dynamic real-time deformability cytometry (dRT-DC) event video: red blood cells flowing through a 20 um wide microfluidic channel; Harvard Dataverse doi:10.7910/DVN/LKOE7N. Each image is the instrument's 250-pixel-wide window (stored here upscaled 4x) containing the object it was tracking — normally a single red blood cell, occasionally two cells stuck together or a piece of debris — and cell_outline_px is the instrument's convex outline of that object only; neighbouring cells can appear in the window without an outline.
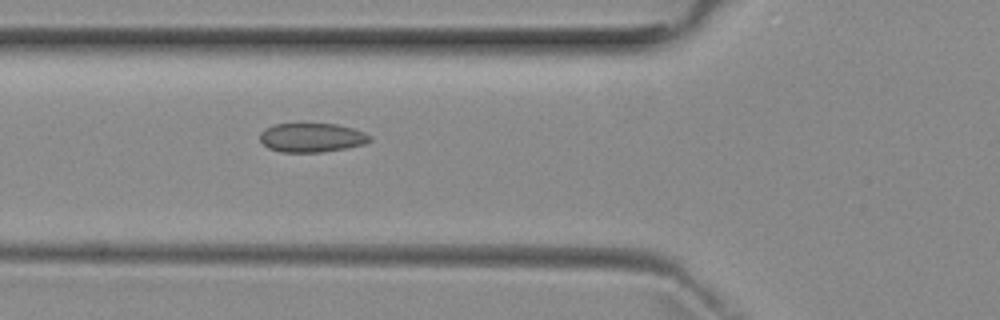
{"species": "common noctule bat (a hibernating species)", "species_latin": "Nyctalus noctula", "temperature_condition": "room temperature", "stored_images_in_passage": 6, "camera_frame_rate_fps": 3000, "um_per_image_px": 0.085, "animal": {"sex": "female", "body_mass_g": 29.2, "forearm_length_mm": 56.3}, "frame": {"image": 1, "passage_image": 6, "time_ms": 5.667, "image_size_px": [1000, 320], "cell_outline_px": [[372, 140], [364, 144], [324, 152], [280, 152], [268, 148], [260, 140], [260, 132], [276, 124], [336, 124], [352, 128], [364, 132], [372, 136]], "centroid_in_image_um": [26.52, 11.7], "position_along_channel_um": 99.3, "area_um2": 18.5}}